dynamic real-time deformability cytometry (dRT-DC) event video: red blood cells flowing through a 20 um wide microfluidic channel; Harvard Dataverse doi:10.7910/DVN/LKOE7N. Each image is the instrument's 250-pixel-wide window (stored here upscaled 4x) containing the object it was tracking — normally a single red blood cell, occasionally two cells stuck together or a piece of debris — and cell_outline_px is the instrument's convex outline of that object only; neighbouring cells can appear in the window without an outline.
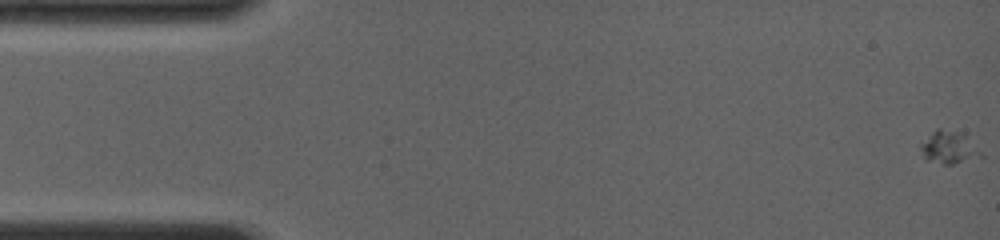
{"species": "common noctule bat (a hibernating species)", "species_latin": "Nyctalus noctula", "temperature_condition": "room temperature", "stored_images_in_passage": 77, "camera_frame_rate_fps": 4000, "um_per_image_px": 0.085, "animal": {"sex": "female", "body_mass_g": 19.0, "forearm_length_mm": 56.7}, "frame": {"image": 1, "passage_image": 1, "time_ms": 0.0, "image_size_px": [1000, 240], "cell_outline_px": [[984, 156], [952, 164], [944, 164], [924, 160], [920, 148], [920, 144], [936, 128], [940, 128], [964, 132]], "centroid_in_image_um": [80.64, 12.52], "position_along_channel_um": 4.4, "area_um2": 11.56}}
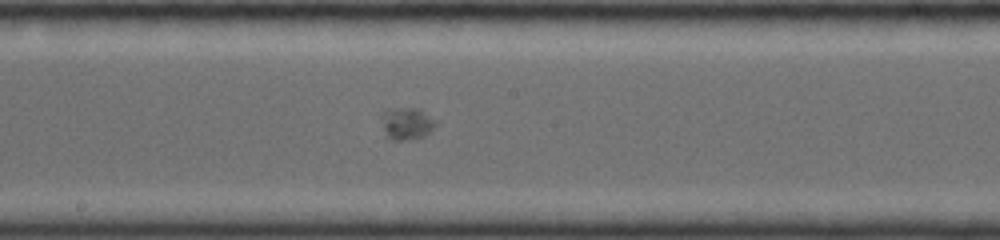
{"frame": {"image": 2, "passage_image": 54, "time_ms": 8.75, "image_size_px": [1000, 240], "cell_outline_px": [[436, 124], [424, 136], [416, 140], [396, 140], [388, 136], [384, 128], [380, 116], [380, 112], [388, 108], [420, 108]], "centroid_in_image_um": [34.52, 10.48], "position_along_channel_um": 213.7, "area_um2": 10.06}}
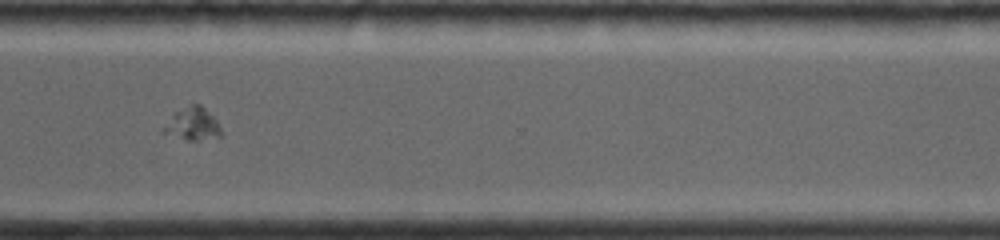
{"frame": {"image": 3, "passage_image": 76, "time_ms": 12.25, "image_size_px": [1000, 240], "cell_outline_px": [[224, 136], [196, 140], [188, 140], [160, 132], [160, 128], [176, 112], [192, 104], [200, 104], [216, 120]], "centroid_in_image_um": [16.35, 10.56], "position_along_channel_um": 354.2, "area_um2": 10.81}}